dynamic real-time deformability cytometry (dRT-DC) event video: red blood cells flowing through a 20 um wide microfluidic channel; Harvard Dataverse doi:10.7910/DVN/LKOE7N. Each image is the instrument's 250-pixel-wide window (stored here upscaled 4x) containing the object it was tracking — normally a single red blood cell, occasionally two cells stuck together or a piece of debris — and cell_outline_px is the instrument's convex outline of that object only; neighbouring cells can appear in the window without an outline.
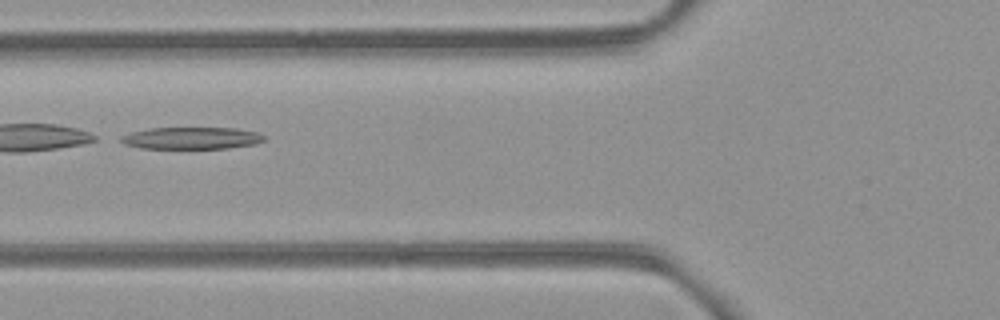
{"species": "common noctule bat (a hibernating species)", "species_latin": "Nyctalus noctula", "temperature_condition": "room temperature", "stored_images_in_passage": 8, "camera_frame_rate_fps": 3000, "um_per_image_px": 0.085, "animal": {"sex": "female", "body_mass_g": 21.9}, "frame": {"image": 1, "passage_image": 4, "time_ms": 4.667, "image_size_px": [1000, 320], "cell_outline_px": [[264, 140], [252, 144], [228, 148], [140, 148], [124, 144], [120, 140], [120, 136], [132, 132], [148, 128], [236, 128], [256, 132], [264, 136]], "centroid_in_image_um": [16.23, 11.73], "position_along_channel_um": 109.6, "area_um2": 18.15}}
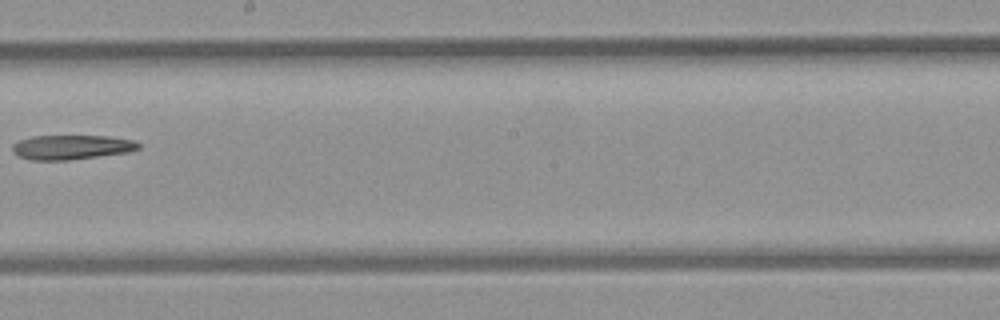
{"frame": {"image": 2, "passage_image": 7, "time_ms": 8.0, "image_size_px": [1000, 320], "cell_outline_px": [[140, 148], [128, 152], [68, 160], [32, 160], [20, 156], [12, 152], [12, 144], [20, 140], [32, 136], [108, 136], [132, 140], [140, 144]], "centroid_in_image_um": [6.06, 12.51], "position_along_channel_um": 242.1, "area_um2": 17.86}}
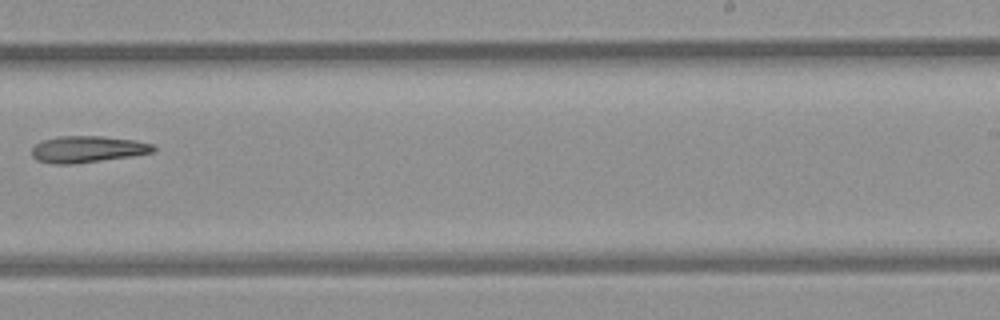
{"frame": {"image": 3, "passage_image": 8, "time_ms": 9.0, "image_size_px": [1000, 320], "cell_outline_px": [[156, 152], [132, 156], [72, 164], [52, 164], [36, 160], [32, 156], [32, 148], [40, 140], [60, 136], [104, 136], [136, 140], [152, 144], [156, 148]], "centroid_in_image_um": [7.44, 12.68], "position_along_channel_um": 281.6, "area_um2": 19.02}}